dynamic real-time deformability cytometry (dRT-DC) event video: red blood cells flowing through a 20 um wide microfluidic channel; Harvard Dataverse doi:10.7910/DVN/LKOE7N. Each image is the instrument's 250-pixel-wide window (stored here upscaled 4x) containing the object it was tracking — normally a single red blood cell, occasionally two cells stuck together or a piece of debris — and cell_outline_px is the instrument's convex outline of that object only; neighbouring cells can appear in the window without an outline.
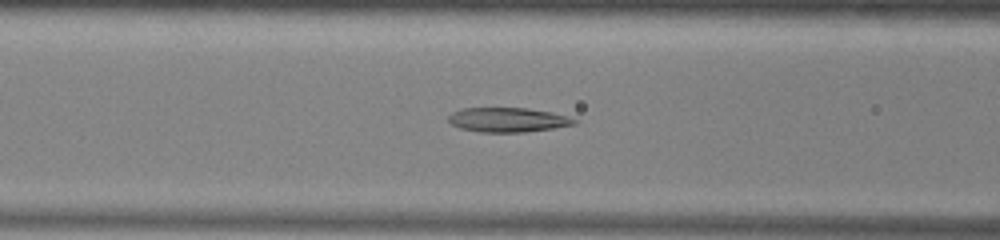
{"species": "common noctule bat (a hibernating species)", "species_latin": "Nyctalus noctula", "temperature_condition": "warm", "stored_images_in_passage": 51, "camera_frame_rate_fps": 3000, "um_per_image_px": 0.085, "animal": {"sex": "male", "body_mass_g": 13.0, "forearm_length_mm": 53.1}, "frame": {"image": 1, "passage_image": 20, "time_ms": 6.333, "image_size_px": [1000, 240], "cell_outline_px": [[576, 124], [552, 128], [524, 132], [480, 132], [460, 128], [452, 124], [448, 120], [448, 116], [452, 112], [460, 108], [528, 108], [552, 112], [576, 120]], "centroid_in_image_um": [43.11, 10.18], "position_along_channel_um": 123.5, "area_um2": 17.8}}
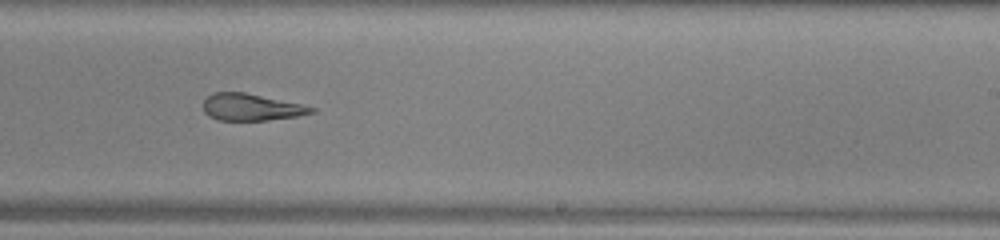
{"frame": {"image": 2, "passage_image": 31, "time_ms": 10.0, "image_size_px": [1000, 240], "cell_outline_px": [[316, 112], [296, 116], [268, 120], [216, 120], [208, 116], [204, 112], [204, 100], [212, 92], [244, 92], [300, 104], [316, 108]], "centroid_in_image_um": [21.32, 9.11], "position_along_channel_um": 267.7, "area_um2": 16.82}}
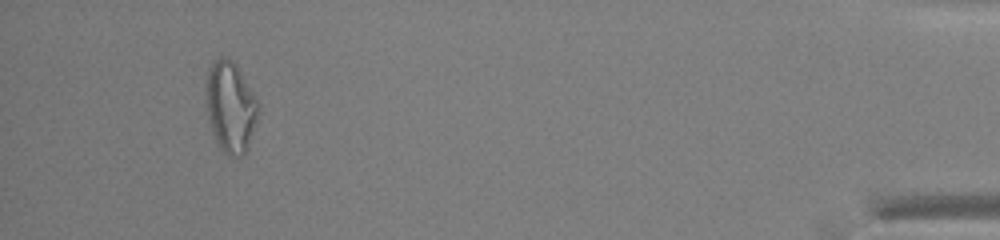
{"frame": {"image": 3, "passage_image": 48, "time_ms": 15.667, "image_size_px": [1000, 240], "cell_outline_px": [[260, 112], [248, 148], [244, 156], [228, 156], [220, 148], [216, 140], [208, 116], [204, 88], [208, 68], [220, 56], [228, 56], [236, 64], [256, 96]], "centroid_in_image_um": [19.6, 9.07], "position_along_channel_um": 415.6, "area_um2": 28.09}, "authors_computed_cell_mechanics": {"area_um2": 20.4034, "velocity_mm_per_s": 3.9397, "shape_relaxation_time_tau1_ms": null, "shape_relaxation_time_tau2_ms": 3.8617, "deformation_change_tau1": null, "deformation_change_tau2": 0.158}}